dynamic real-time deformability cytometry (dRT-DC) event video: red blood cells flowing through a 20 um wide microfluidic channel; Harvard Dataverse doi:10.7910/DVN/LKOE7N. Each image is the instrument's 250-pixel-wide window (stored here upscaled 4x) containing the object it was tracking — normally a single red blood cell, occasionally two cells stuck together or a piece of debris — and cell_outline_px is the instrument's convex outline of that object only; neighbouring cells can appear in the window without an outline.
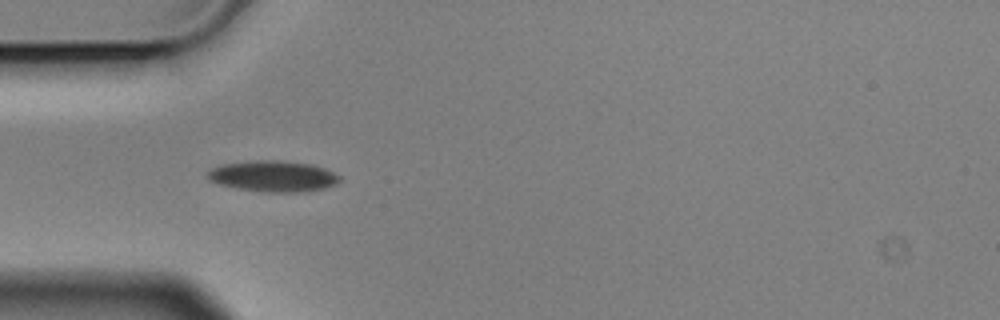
{"species": "Egyptian fruit bat (a non-hibernating species)", "species_latin": "Rousettus aegyptiacus", "temperature_condition": "cold", "stored_images_in_passage": 4, "camera_frame_rate_fps": 3000, "um_per_image_px": 0.085, "animal": {"sex": "male"}, "frame": {"image": 1, "passage_image": 3, "time_ms": 0.667, "image_size_px": [1000, 320], "cell_outline_px": [[340, 180], [336, 184], [324, 188], [308, 192], [268, 192], [236, 188], [220, 184], [208, 180], [208, 172], [212, 168], [220, 164], [256, 160], [280, 160], [312, 164], [324, 168], [340, 176]], "centroid_in_image_um": [23.23, 14.97], "position_along_channel_um": 61.8, "area_um2": 23.93}}
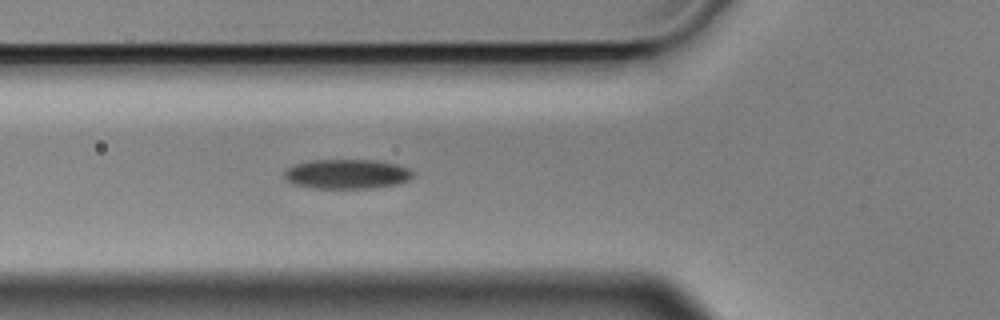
{"frame": {"image": 2, "passage_image": 4, "time_ms": 1.0, "image_size_px": [1000, 320], "cell_outline_px": [[416, 172], [408, 180], [396, 184], [372, 188], [312, 188], [296, 184], [288, 180], [284, 176], [284, 172], [292, 164], [308, 160], [376, 160], [396, 164], [408, 168]], "centroid_in_image_um": [29.49, 14.78], "position_along_channel_um": 96.3, "area_um2": 22.2}}